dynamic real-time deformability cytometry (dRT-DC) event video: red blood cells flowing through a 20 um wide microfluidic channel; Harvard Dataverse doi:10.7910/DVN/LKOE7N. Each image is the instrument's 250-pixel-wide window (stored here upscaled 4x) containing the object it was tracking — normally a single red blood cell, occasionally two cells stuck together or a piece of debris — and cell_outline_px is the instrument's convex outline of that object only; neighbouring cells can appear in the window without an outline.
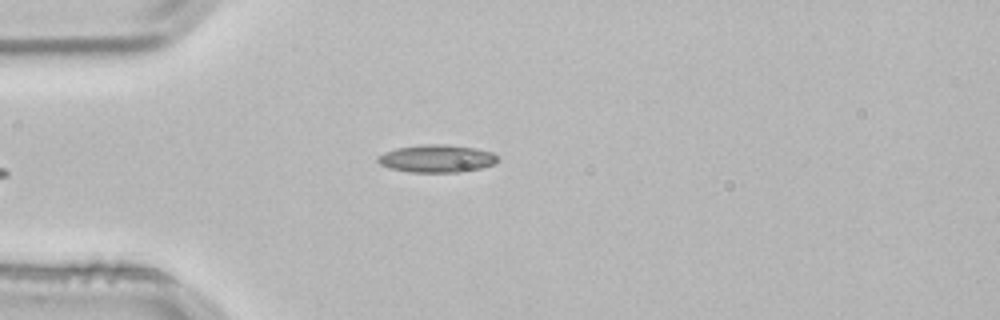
{"species": "common noctule bat (a hibernating species)", "species_latin": "Nyctalus noctula", "temperature_condition": "room temperature", "stored_images_in_passage": 2, "camera_frame_rate_fps": 3000, "um_per_image_px": 0.085, "animal": {"sex": "male", "body_mass_g": 21.5, "forearm_length_mm": 52.0}, "frame": {"image": 1, "passage_image": 2, "time_ms": 0.333, "image_size_px": [1000, 320], "cell_outline_px": [[496, 160], [492, 164], [480, 168], [460, 172], [412, 172], [392, 168], [380, 164], [376, 160], [384, 152], [396, 148], [424, 144], [444, 144], [476, 148], [492, 152], [496, 156]], "centroid_in_image_um": [37.11, 13.47], "position_along_channel_um": 47.9, "area_um2": 19.02}}